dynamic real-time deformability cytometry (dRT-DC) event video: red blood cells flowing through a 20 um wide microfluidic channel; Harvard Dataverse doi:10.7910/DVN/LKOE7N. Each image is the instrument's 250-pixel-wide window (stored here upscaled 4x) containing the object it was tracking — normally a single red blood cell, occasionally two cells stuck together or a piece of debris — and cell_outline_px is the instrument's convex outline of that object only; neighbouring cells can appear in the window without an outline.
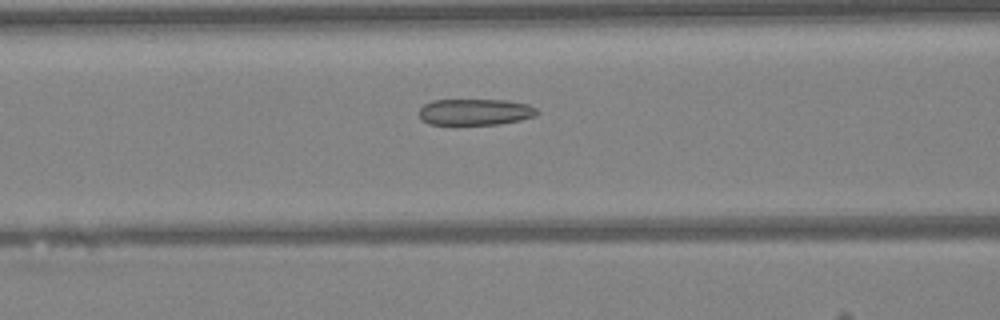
{"species": "Egyptian fruit bat (a non-hibernating species)", "species_latin": "Rousettus aegyptiacus", "temperature_condition": "warm", "stored_images_in_passage": 35, "camera_frame_rate_fps": 3000, "um_per_image_px": 0.085, "animal": {"sex": "female"}, "frame": {"image": 1, "passage_image": 9, "time_ms": 2.667, "image_size_px": [1000, 320], "cell_outline_px": [[540, 112], [536, 116], [520, 120], [500, 124], [428, 124], [420, 120], [420, 108], [424, 104], [432, 100], [508, 100], [528, 104], [536, 108]], "centroid_in_image_um": [40.41, 9.51], "position_along_channel_um": 126.2, "area_um2": 18.21}}
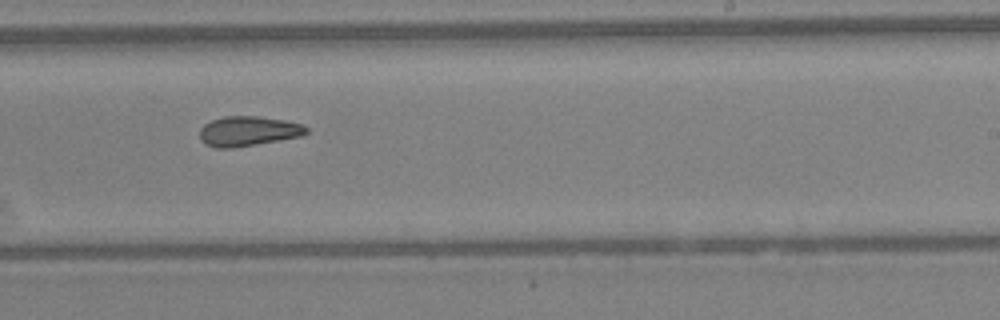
{"frame": {"image": 2, "passage_image": 19, "time_ms": 6.0, "image_size_px": [1000, 320], "cell_outline_px": [[308, 132], [300, 136], [256, 144], [232, 148], [216, 148], [204, 144], [200, 140], [200, 128], [204, 124], [212, 120], [224, 116], [256, 116], [284, 120], [300, 124], [308, 128]], "centroid_in_image_um": [21.04, 11.15], "position_along_channel_um": 268.0, "area_um2": 18.44}}
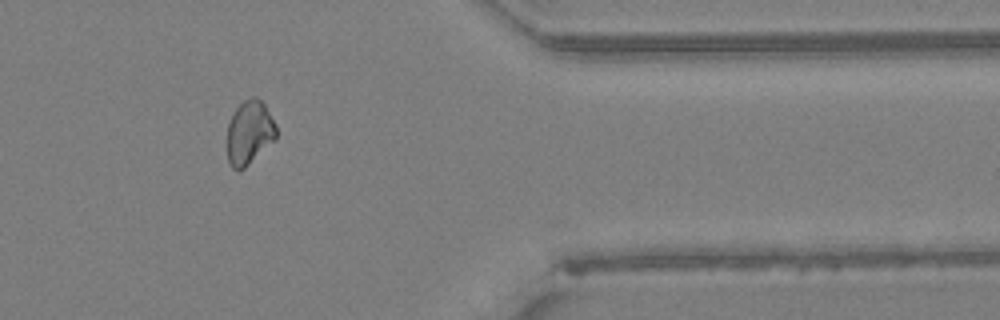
{"frame": {"image": 3, "passage_image": 29, "time_ms": 9.333, "image_size_px": [1000, 320], "cell_outline_px": [[276, 140], [244, 168], [232, 168], [228, 160], [228, 124], [236, 108], [244, 100], [252, 96], [256, 96], [264, 104], [276, 124]], "centroid_in_image_um": [21.22, 11.25], "position_along_channel_um": 390.2, "area_um2": 18.09}}